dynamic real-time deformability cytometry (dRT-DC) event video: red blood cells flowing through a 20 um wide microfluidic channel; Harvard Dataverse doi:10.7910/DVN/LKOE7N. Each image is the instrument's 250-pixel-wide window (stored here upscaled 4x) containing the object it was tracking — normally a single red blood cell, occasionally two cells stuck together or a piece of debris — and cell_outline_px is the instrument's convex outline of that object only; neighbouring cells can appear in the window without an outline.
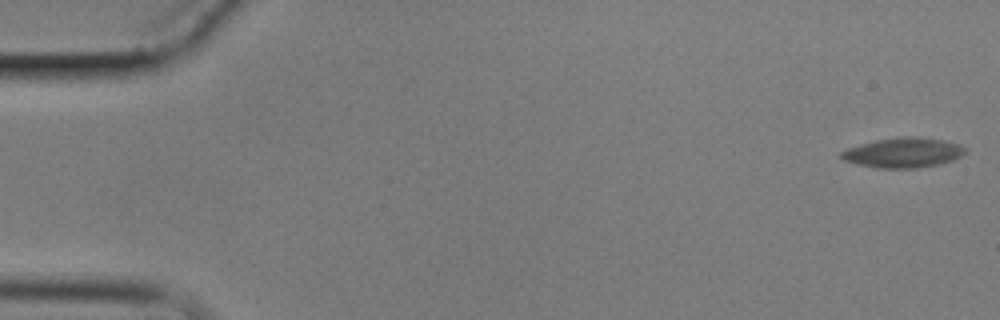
{"species": "common noctule bat (a hibernating species)", "species_latin": "Nyctalus noctula", "temperature_condition": "cold", "stored_images_in_passage": 6, "camera_frame_rate_fps": 3000, "um_per_image_px": 0.085, "animal": {"sex": "male", "body_mass_g": 17.9}, "frame": {"image": 1, "passage_image": 1, "time_ms": 0.0, "image_size_px": [1000, 320], "cell_outline_px": [[968, 148], [960, 156], [952, 160], [940, 164], [916, 168], [876, 168], [856, 164], [844, 160], [840, 156], [840, 152], [848, 148], [876, 140], [908, 136], [916, 136], [940, 140], [960, 144]], "centroid_in_image_um": [76.77, 12.98], "position_along_channel_um": 8.2, "area_um2": 21.44}}